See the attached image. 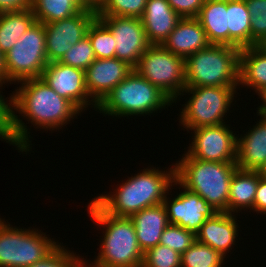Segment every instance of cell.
Here are the masks:
<instances>
[{
    "mask_svg": "<svg viewBox=\"0 0 266 267\" xmlns=\"http://www.w3.org/2000/svg\"><path fill=\"white\" fill-rule=\"evenodd\" d=\"M21 87L12 92L11 109L12 124L10 129V144L21 152L31 148L30 133L22 119L26 118L36 128L45 130L61 129L81 112L68 100L58 95L44 80L31 78L22 80ZM15 111H14V110ZM19 112V117L17 114ZM71 119V120H70ZM42 127V128H41Z\"/></svg>",
    "mask_w": 266,
    "mask_h": 267,
    "instance_id": "obj_1",
    "label": "cell"
},
{
    "mask_svg": "<svg viewBox=\"0 0 266 267\" xmlns=\"http://www.w3.org/2000/svg\"><path fill=\"white\" fill-rule=\"evenodd\" d=\"M146 168L121 183L111 194L93 198L108 214L131 217L139 211L163 203L176 180L175 164L165 172ZM167 193V194H166Z\"/></svg>",
    "mask_w": 266,
    "mask_h": 267,
    "instance_id": "obj_2",
    "label": "cell"
},
{
    "mask_svg": "<svg viewBox=\"0 0 266 267\" xmlns=\"http://www.w3.org/2000/svg\"><path fill=\"white\" fill-rule=\"evenodd\" d=\"M87 207L91 221L105 229L99 246L101 250L91 264L141 267L144 253L138 244L132 219L108 214L94 199Z\"/></svg>",
    "mask_w": 266,
    "mask_h": 267,
    "instance_id": "obj_3",
    "label": "cell"
},
{
    "mask_svg": "<svg viewBox=\"0 0 266 267\" xmlns=\"http://www.w3.org/2000/svg\"><path fill=\"white\" fill-rule=\"evenodd\" d=\"M175 164L176 180L198 194L218 212H228V195L236 162L195 159L187 153Z\"/></svg>",
    "mask_w": 266,
    "mask_h": 267,
    "instance_id": "obj_4",
    "label": "cell"
},
{
    "mask_svg": "<svg viewBox=\"0 0 266 267\" xmlns=\"http://www.w3.org/2000/svg\"><path fill=\"white\" fill-rule=\"evenodd\" d=\"M171 103L162 91L133 69L97 105V111L116 117L150 115L169 107Z\"/></svg>",
    "mask_w": 266,
    "mask_h": 267,
    "instance_id": "obj_5",
    "label": "cell"
},
{
    "mask_svg": "<svg viewBox=\"0 0 266 267\" xmlns=\"http://www.w3.org/2000/svg\"><path fill=\"white\" fill-rule=\"evenodd\" d=\"M240 49L227 45H210L185 59L186 88L239 87Z\"/></svg>",
    "mask_w": 266,
    "mask_h": 267,
    "instance_id": "obj_6",
    "label": "cell"
},
{
    "mask_svg": "<svg viewBox=\"0 0 266 267\" xmlns=\"http://www.w3.org/2000/svg\"><path fill=\"white\" fill-rule=\"evenodd\" d=\"M10 225L0 218V267L31 266L43 260L60 244L41 230Z\"/></svg>",
    "mask_w": 266,
    "mask_h": 267,
    "instance_id": "obj_7",
    "label": "cell"
},
{
    "mask_svg": "<svg viewBox=\"0 0 266 267\" xmlns=\"http://www.w3.org/2000/svg\"><path fill=\"white\" fill-rule=\"evenodd\" d=\"M236 89L238 88L225 86L185 88L180 96L185 92L192 96L183 105L179 122L188 132L198 127L224 124L223 118L233 104Z\"/></svg>",
    "mask_w": 266,
    "mask_h": 267,
    "instance_id": "obj_8",
    "label": "cell"
},
{
    "mask_svg": "<svg viewBox=\"0 0 266 267\" xmlns=\"http://www.w3.org/2000/svg\"><path fill=\"white\" fill-rule=\"evenodd\" d=\"M47 64L45 27L36 21L4 55L6 83L40 78Z\"/></svg>",
    "mask_w": 266,
    "mask_h": 267,
    "instance_id": "obj_9",
    "label": "cell"
},
{
    "mask_svg": "<svg viewBox=\"0 0 266 267\" xmlns=\"http://www.w3.org/2000/svg\"><path fill=\"white\" fill-rule=\"evenodd\" d=\"M185 68V58L162 45H150L134 70L176 103L186 88Z\"/></svg>",
    "mask_w": 266,
    "mask_h": 267,
    "instance_id": "obj_10",
    "label": "cell"
},
{
    "mask_svg": "<svg viewBox=\"0 0 266 267\" xmlns=\"http://www.w3.org/2000/svg\"><path fill=\"white\" fill-rule=\"evenodd\" d=\"M96 17V11L84 8L72 17L44 24L48 63L59 62L74 44L87 36L88 27Z\"/></svg>",
    "mask_w": 266,
    "mask_h": 267,
    "instance_id": "obj_11",
    "label": "cell"
},
{
    "mask_svg": "<svg viewBox=\"0 0 266 267\" xmlns=\"http://www.w3.org/2000/svg\"><path fill=\"white\" fill-rule=\"evenodd\" d=\"M115 39V58L135 68L141 55L151 45L141 18L127 16H97Z\"/></svg>",
    "mask_w": 266,
    "mask_h": 267,
    "instance_id": "obj_12",
    "label": "cell"
},
{
    "mask_svg": "<svg viewBox=\"0 0 266 267\" xmlns=\"http://www.w3.org/2000/svg\"><path fill=\"white\" fill-rule=\"evenodd\" d=\"M190 157L212 162H236L237 136L226 123L192 129Z\"/></svg>",
    "mask_w": 266,
    "mask_h": 267,
    "instance_id": "obj_13",
    "label": "cell"
},
{
    "mask_svg": "<svg viewBox=\"0 0 266 267\" xmlns=\"http://www.w3.org/2000/svg\"><path fill=\"white\" fill-rule=\"evenodd\" d=\"M41 78L58 95L70 101L80 112L92 104L85 85V71L60 62H49L42 72ZM92 102V103H91Z\"/></svg>",
    "mask_w": 266,
    "mask_h": 267,
    "instance_id": "obj_14",
    "label": "cell"
},
{
    "mask_svg": "<svg viewBox=\"0 0 266 267\" xmlns=\"http://www.w3.org/2000/svg\"><path fill=\"white\" fill-rule=\"evenodd\" d=\"M179 185L183 192L170 200L167 195L163 204L167 211L169 224H176L188 231L197 233L202 224L212 218L218 211L198 194L187 190L177 180L173 186Z\"/></svg>",
    "mask_w": 266,
    "mask_h": 267,
    "instance_id": "obj_15",
    "label": "cell"
},
{
    "mask_svg": "<svg viewBox=\"0 0 266 267\" xmlns=\"http://www.w3.org/2000/svg\"><path fill=\"white\" fill-rule=\"evenodd\" d=\"M133 69L118 58H96L85 70V85L91 100L98 105Z\"/></svg>",
    "mask_w": 266,
    "mask_h": 267,
    "instance_id": "obj_16",
    "label": "cell"
},
{
    "mask_svg": "<svg viewBox=\"0 0 266 267\" xmlns=\"http://www.w3.org/2000/svg\"><path fill=\"white\" fill-rule=\"evenodd\" d=\"M236 216L228 212H217L208 218L196 233V241L210 246L224 257L232 249L238 237Z\"/></svg>",
    "mask_w": 266,
    "mask_h": 267,
    "instance_id": "obj_17",
    "label": "cell"
},
{
    "mask_svg": "<svg viewBox=\"0 0 266 267\" xmlns=\"http://www.w3.org/2000/svg\"><path fill=\"white\" fill-rule=\"evenodd\" d=\"M243 136L237 135L236 165L240 170L259 171L266 163V116Z\"/></svg>",
    "mask_w": 266,
    "mask_h": 267,
    "instance_id": "obj_18",
    "label": "cell"
},
{
    "mask_svg": "<svg viewBox=\"0 0 266 267\" xmlns=\"http://www.w3.org/2000/svg\"><path fill=\"white\" fill-rule=\"evenodd\" d=\"M205 30L197 18H181L162 46L183 58L210 46Z\"/></svg>",
    "mask_w": 266,
    "mask_h": 267,
    "instance_id": "obj_19",
    "label": "cell"
},
{
    "mask_svg": "<svg viewBox=\"0 0 266 267\" xmlns=\"http://www.w3.org/2000/svg\"><path fill=\"white\" fill-rule=\"evenodd\" d=\"M180 19L167 0H147L141 20L149 43L162 45Z\"/></svg>",
    "mask_w": 266,
    "mask_h": 267,
    "instance_id": "obj_20",
    "label": "cell"
},
{
    "mask_svg": "<svg viewBox=\"0 0 266 267\" xmlns=\"http://www.w3.org/2000/svg\"><path fill=\"white\" fill-rule=\"evenodd\" d=\"M130 218L134 223L137 241L143 253L159 244L164 229L169 225L163 203L147 207Z\"/></svg>",
    "mask_w": 266,
    "mask_h": 267,
    "instance_id": "obj_21",
    "label": "cell"
},
{
    "mask_svg": "<svg viewBox=\"0 0 266 267\" xmlns=\"http://www.w3.org/2000/svg\"><path fill=\"white\" fill-rule=\"evenodd\" d=\"M239 85L254 88L259 96L266 91V45L240 49Z\"/></svg>",
    "mask_w": 266,
    "mask_h": 267,
    "instance_id": "obj_22",
    "label": "cell"
},
{
    "mask_svg": "<svg viewBox=\"0 0 266 267\" xmlns=\"http://www.w3.org/2000/svg\"><path fill=\"white\" fill-rule=\"evenodd\" d=\"M197 19L211 45L229 46L227 0H205Z\"/></svg>",
    "mask_w": 266,
    "mask_h": 267,
    "instance_id": "obj_23",
    "label": "cell"
},
{
    "mask_svg": "<svg viewBox=\"0 0 266 267\" xmlns=\"http://www.w3.org/2000/svg\"><path fill=\"white\" fill-rule=\"evenodd\" d=\"M258 186V171L237 169L230 183L228 195V213L240 210H253ZM248 208V209H247Z\"/></svg>",
    "mask_w": 266,
    "mask_h": 267,
    "instance_id": "obj_24",
    "label": "cell"
},
{
    "mask_svg": "<svg viewBox=\"0 0 266 267\" xmlns=\"http://www.w3.org/2000/svg\"><path fill=\"white\" fill-rule=\"evenodd\" d=\"M35 22L31 7L0 12V52L5 55Z\"/></svg>",
    "mask_w": 266,
    "mask_h": 267,
    "instance_id": "obj_25",
    "label": "cell"
},
{
    "mask_svg": "<svg viewBox=\"0 0 266 267\" xmlns=\"http://www.w3.org/2000/svg\"><path fill=\"white\" fill-rule=\"evenodd\" d=\"M251 16L245 0H227L229 46L251 47Z\"/></svg>",
    "mask_w": 266,
    "mask_h": 267,
    "instance_id": "obj_26",
    "label": "cell"
},
{
    "mask_svg": "<svg viewBox=\"0 0 266 267\" xmlns=\"http://www.w3.org/2000/svg\"><path fill=\"white\" fill-rule=\"evenodd\" d=\"M30 7L43 24L72 17L85 8L78 0H31Z\"/></svg>",
    "mask_w": 266,
    "mask_h": 267,
    "instance_id": "obj_27",
    "label": "cell"
},
{
    "mask_svg": "<svg viewBox=\"0 0 266 267\" xmlns=\"http://www.w3.org/2000/svg\"><path fill=\"white\" fill-rule=\"evenodd\" d=\"M224 260L220 252L195 241L181 254V267H222Z\"/></svg>",
    "mask_w": 266,
    "mask_h": 267,
    "instance_id": "obj_28",
    "label": "cell"
},
{
    "mask_svg": "<svg viewBox=\"0 0 266 267\" xmlns=\"http://www.w3.org/2000/svg\"><path fill=\"white\" fill-rule=\"evenodd\" d=\"M97 59L115 58V39L111 31L96 17L87 30Z\"/></svg>",
    "mask_w": 266,
    "mask_h": 267,
    "instance_id": "obj_29",
    "label": "cell"
},
{
    "mask_svg": "<svg viewBox=\"0 0 266 267\" xmlns=\"http://www.w3.org/2000/svg\"><path fill=\"white\" fill-rule=\"evenodd\" d=\"M147 0H103L97 16H127L141 18Z\"/></svg>",
    "mask_w": 266,
    "mask_h": 267,
    "instance_id": "obj_30",
    "label": "cell"
},
{
    "mask_svg": "<svg viewBox=\"0 0 266 267\" xmlns=\"http://www.w3.org/2000/svg\"><path fill=\"white\" fill-rule=\"evenodd\" d=\"M251 16V46L266 45V0H245Z\"/></svg>",
    "mask_w": 266,
    "mask_h": 267,
    "instance_id": "obj_31",
    "label": "cell"
},
{
    "mask_svg": "<svg viewBox=\"0 0 266 267\" xmlns=\"http://www.w3.org/2000/svg\"><path fill=\"white\" fill-rule=\"evenodd\" d=\"M96 59L88 36L74 44L59 61L65 65L85 71Z\"/></svg>",
    "mask_w": 266,
    "mask_h": 267,
    "instance_id": "obj_32",
    "label": "cell"
},
{
    "mask_svg": "<svg viewBox=\"0 0 266 267\" xmlns=\"http://www.w3.org/2000/svg\"><path fill=\"white\" fill-rule=\"evenodd\" d=\"M196 241V234L176 224H169L163 231L159 244L184 253Z\"/></svg>",
    "mask_w": 266,
    "mask_h": 267,
    "instance_id": "obj_33",
    "label": "cell"
},
{
    "mask_svg": "<svg viewBox=\"0 0 266 267\" xmlns=\"http://www.w3.org/2000/svg\"><path fill=\"white\" fill-rule=\"evenodd\" d=\"M141 267H181V254L158 244L144 253Z\"/></svg>",
    "mask_w": 266,
    "mask_h": 267,
    "instance_id": "obj_34",
    "label": "cell"
},
{
    "mask_svg": "<svg viewBox=\"0 0 266 267\" xmlns=\"http://www.w3.org/2000/svg\"><path fill=\"white\" fill-rule=\"evenodd\" d=\"M84 258L66 249L61 243L43 260L28 267H84Z\"/></svg>",
    "mask_w": 266,
    "mask_h": 267,
    "instance_id": "obj_35",
    "label": "cell"
},
{
    "mask_svg": "<svg viewBox=\"0 0 266 267\" xmlns=\"http://www.w3.org/2000/svg\"><path fill=\"white\" fill-rule=\"evenodd\" d=\"M181 18H197L205 0H167Z\"/></svg>",
    "mask_w": 266,
    "mask_h": 267,
    "instance_id": "obj_36",
    "label": "cell"
},
{
    "mask_svg": "<svg viewBox=\"0 0 266 267\" xmlns=\"http://www.w3.org/2000/svg\"><path fill=\"white\" fill-rule=\"evenodd\" d=\"M3 84H6V82H0V87H2ZM8 101L9 103L0 93V139H4L10 144V129L12 124L11 96Z\"/></svg>",
    "mask_w": 266,
    "mask_h": 267,
    "instance_id": "obj_37",
    "label": "cell"
},
{
    "mask_svg": "<svg viewBox=\"0 0 266 267\" xmlns=\"http://www.w3.org/2000/svg\"><path fill=\"white\" fill-rule=\"evenodd\" d=\"M254 211L266 214V179L258 171V186L254 199Z\"/></svg>",
    "mask_w": 266,
    "mask_h": 267,
    "instance_id": "obj_38",
    "label": "cell"
},
{
    "mask_svg": "<svg viewBox=\"0 0 266 267\" xmlns=\"http://www.w3.org/2000/svg\"><path fill=\"white\" fill-rule=\"evenodd\" d=\"M30 6L31 0H0V12L19 11Z\"/></svg>",
    "mask_w": 266,
    "mask_h": 267,
    "instance_id": "obj_39",
    "label": "cell"
},
{
    "mask_svg": "<svg viewBox=\"0 0 266 267\" xmlns=\"http://www.w3.org/2000/svg\"><path fill=\"white\" fill-rule=\"evenodd\" d=\"M85 8L97 11L103 0H78Z\"/></svg>",
    "mask_w": 266,
    "mask_h": 267,
    "instance_id": "obj_40",
    "label": "cell"
},
{
    "mask_svg": "<svg viewBox=\"0 0 266 267\" xmlns=\"http://www.w3.org/2000/svg\"><path fill=\"white\" fill-rule=\"evenodd\" d=\"M0 82H6V72L4 69V55L0 52Z\"/></svg>",
    "mask_w": 266,
    "mask_h": 267,
    "instance_id": "obj_41",
    "label": "cell"
},
{
    "mask_svg": "<svg viewBox=\"0 0 266 267\" xmlns=\"http://www.w3.org/2000/svg\"><path fill=\"white\" fill-rule=\"evenodd\" d=\"M260 98L262 99L261 101H263V104L257 108V113H261L266 116V91L260 95Z\"/></svg>",
    "mask_w": 266,
    "mask_h": 267,
    "instance_id": "obj_42",
    "label": "cell"
},
{
    "mask_svg": "<svg viewBox=\"0 0 266 267\" xmlns=\"http://www.w3.org/2000/svg\"><path fill=\"white\" fill-rule=\"evenodd\" d=\"M260 175L266 179V163L262 166V168L259 170Z\"/></svg>",
    "mask_w": 266,
    "mask_h": 267,
    "instance_id": "obj_43",
    "label": "cell"
},
{
    "mask_svg": "<svg viewBox=\"0 0 266 267\" xmlns=\"http://www.w3.org/2000/svg\"><path fill=\"white\" fill-rule=\"evenodd\" d=\"M84 267H106V266H102V265H92V264L85 263V264H84Z\"/></svg>",
    "mask_w": 266,
    "mask_h": 267,
    "instance_id": "obj_44",
    "label": "cell"
}]
</instances>
